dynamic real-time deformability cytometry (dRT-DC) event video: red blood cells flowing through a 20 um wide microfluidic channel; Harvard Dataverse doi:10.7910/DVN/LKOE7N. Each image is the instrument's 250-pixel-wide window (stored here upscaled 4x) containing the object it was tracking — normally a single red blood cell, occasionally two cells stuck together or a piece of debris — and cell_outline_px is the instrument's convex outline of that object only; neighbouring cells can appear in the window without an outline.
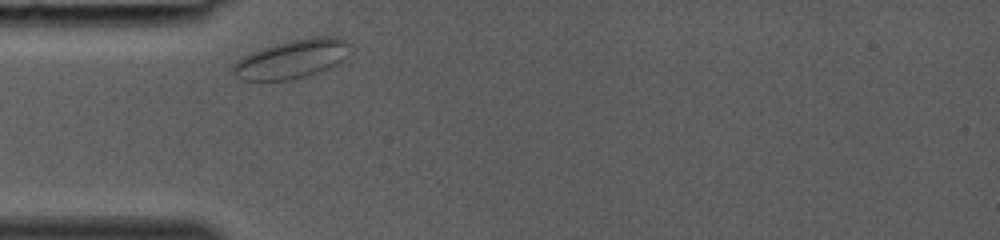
{"species": "common noctule bat (a hibernating species)", "species_latin": "Nyctalus noctula", "temperature_condition": "room temperature", "stored_images_in_passage": 24, "camera_frame_rate_fps": 3000, "um_per_image_px": 0.085, "animal": {"sex": "female", "body_mass_g": 19.0, "forearm_length_mm": 53.3}, "frame": {"image": 1, "passage_image": 1, "time_ms": 0.0, "image_size_px": [1000, 240], "cell_outline_px": [[348, 44], [340, 64], [304, 76], [288, 80], [244, 80], [236, 76], [232, 72], [232, 64], [236, 60], [252, 52], [276, 44], [292, 40], [312, 36], [336, 36], [344, 40]], "centroid_in_image_um": [24.76, 5.02], "position_along_channel_um": 60.2, "area_um2": 25.84}}
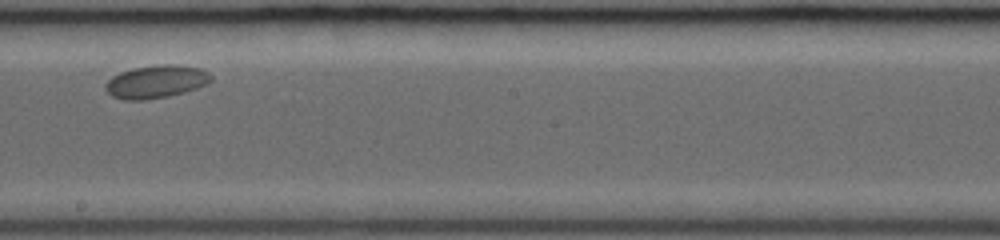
{"frame": {"image": 2, "passage_image": 13, "time_ms": 4.0, "image_size_px": [1000, 240], "cell_outline_px": [[212, 80], [208, 84], [184, 92], [168, 96], [140, 100], [124, 100], [112, 96], [104, 88], [104, 84], [112, 76], [120, 72], [132, 68], [164, 64], [172, 64], [200, 68], [208, 72], [212, 76]], "centroid_in_image_um": [13.26, 6.94], "position_along_channel_um": 234.9, "area_um2": 20.23}}
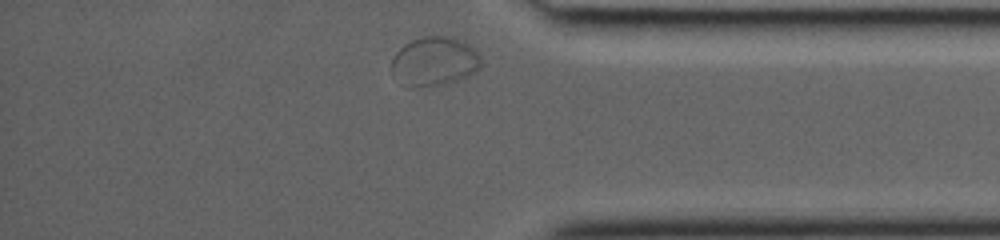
{"frame": {"image": 3, "passage_image": 24, "time_ms": 7.667, "image_size_px": [1000, 240], "cell_outline_px": [[480, 68], [476, 72], [468, 76], [444, 84], [416, 88], [408, 88], [392, 76], [392, 60], [396, 52], [404, 44], [412, 40], [424, 36], [448, 36], [468, 44], [480, 56]], "centroid_in_image_um": [36.88, 5.24], "position_along_channel_um": 398.3, "area_um2": 25.66}}